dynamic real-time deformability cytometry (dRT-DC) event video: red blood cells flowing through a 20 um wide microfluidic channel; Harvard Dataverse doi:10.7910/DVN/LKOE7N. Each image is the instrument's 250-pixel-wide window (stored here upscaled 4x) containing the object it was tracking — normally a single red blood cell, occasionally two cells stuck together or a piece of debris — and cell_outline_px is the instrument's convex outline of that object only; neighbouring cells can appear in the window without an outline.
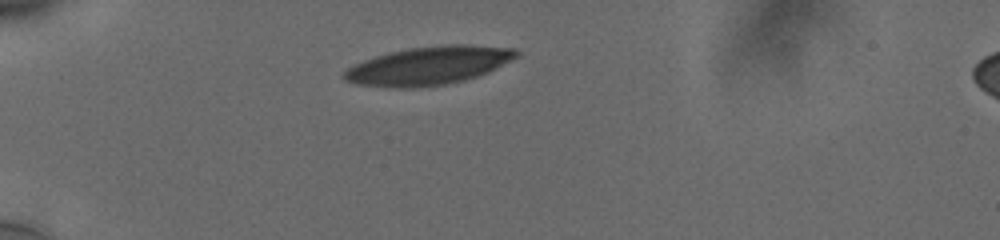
{"species": "human", "species_latin": "Homo sapiens", "temperature_condition": "cold", "stored_images_in_passage": 35, "camera_frame_rate_fps": 3000, "um_per_image_px": 0.085, "donor": {"sex": "male"}, "frame": {"image": 1, "passage_image": 1, "time_ms": 0.0, "image_size_px": [1000, 240], "cell_outline_px": [[520, 56], [488, 72], [464, 80], [444, 84], [412, 88], [392, 88], [356, 84], [344, 80], [340, 76], [352, 64], [388, 52], [408, 48], [440, 44], [468, 44], [512, 48], [520, 52]], "centroid_in_image_um": [36.41, 5.57], "position_along_channel_um": 48.6, "area_um2": 38.73}}
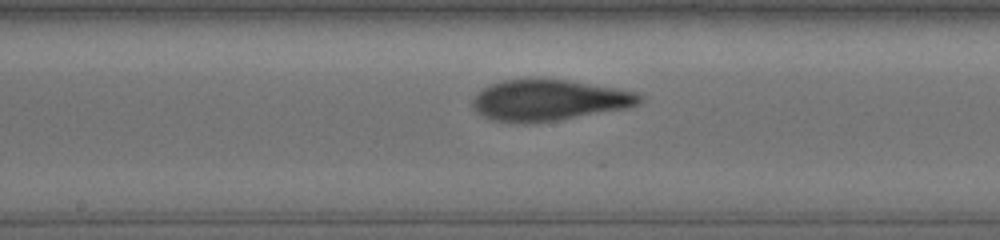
{"frame": {"image": 2, "passage_image": 16, "time_ms": 5.0, "image_size_px": [1000, 240], "cell_outline_px": [[644, 100], [640, 104], [628, 108], [556, 120], [528, 124], [524, 124], [492, 120], [476, 112], [472, 108], [472, 100], [484, 88], [492, 84], [504, 80], [568, 80], [640, 92], [644, 96]], "centroid_in_image_um": [46.72, 8.54], "position_along_channel_um": 201.5, "area_um2": 39.82}}
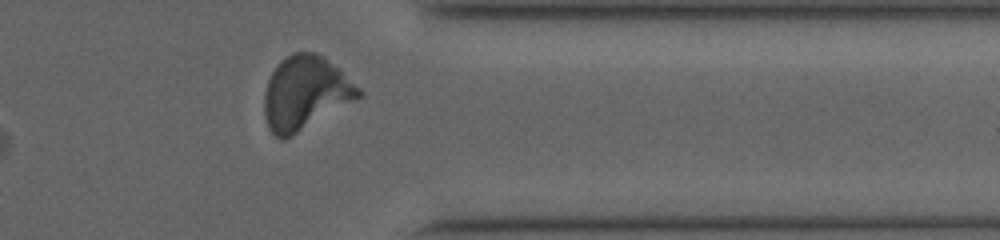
{"frame": {"image": 3, "passage_image": 31, "time_ms": 10.0, "image_size_px": [1000, 240], "cell_outline_px": [[364, 96], [292, 136], [284, 140], [280, 140], [268, 128], [264, 112], [264, 92], [268, 80], [272, 72], [280, 60], [292, 52], [312, 52], [324, 56], [360, 88], [364, 92]], "centroid_in_image_um": [25.95, 7.92], "position_along_channel_um": 385.4, "area_um2": 40.58}, "authors_computed_cell_mechanics": {"area_um2": 39.3618, "velocity_mm_per_s": 3.7595, "shape_relaxation_time_tau1_ms": 6.302, "shape_relaxation_time_tau2_ms": 1.241, "deformation_change_tau1": 0.2278, "deformation_change_tau2": 0.0758}}